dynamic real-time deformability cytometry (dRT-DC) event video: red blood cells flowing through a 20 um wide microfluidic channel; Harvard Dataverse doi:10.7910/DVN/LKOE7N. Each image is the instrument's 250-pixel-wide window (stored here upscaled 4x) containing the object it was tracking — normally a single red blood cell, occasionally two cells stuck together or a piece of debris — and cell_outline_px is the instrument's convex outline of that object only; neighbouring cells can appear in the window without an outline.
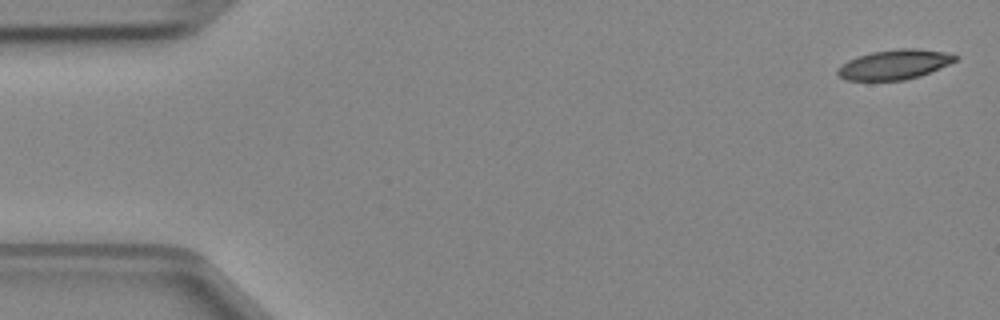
{"species": "Egyptian fruit bat (a non-hibernating species)", "species_latin": "Rousettus aegyptiacus", "temperature_condition": "cold", "stored_images_in_passage": 4, "camera_frame_rate_fps": 3000, "um_per_image_px": 0.085, "animal": {"sex": "female"}, "frame": {"image": 1, "passage_image": 1, "time_ms": 0.0, "image_size_px": [1000, 320], "cell_outline_px": [[960, 56], [956, 60], [948, 64], [920, 76], [904, 80], [848, 80], [840, 76], [836, 72], [836, 68], [848, 60], [872, 52], [900, 48], [916, 48], [952, 52]], "centroid_in_image_um": [76.07, 5.47], "position_along_channel_um": 8.9, "area_um2": 20.4}}
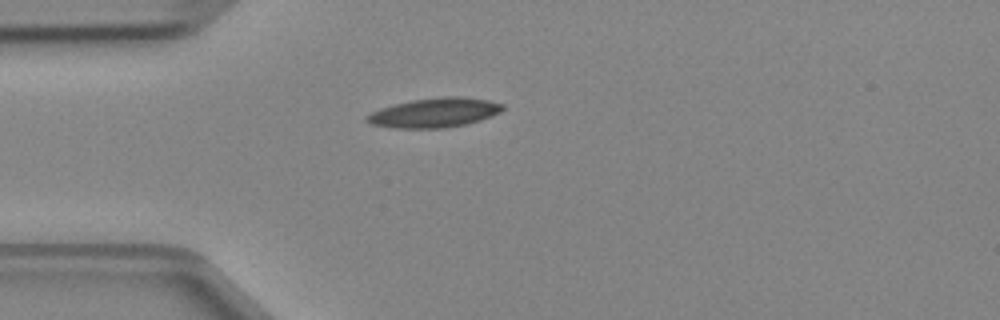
{"frame": {"image": 2, "passage_image": 4, "time_ms": 1.0, "image_size_px": [1000, 320], "cell_outline_px": [[504, 108], [500, 112], [492, 116], [480, 120], [464, 124], [444, 128], [392, 128], [372, 124], [364, 120], [364, 116], [380, 108], [412, 100], [444, 96], [464, 96], [488, 100], [504, 104]], "centroid_in_image_um": [36.93, 9.57], "position_along_channel_um": 48.1, "area_um2": 23.35}}